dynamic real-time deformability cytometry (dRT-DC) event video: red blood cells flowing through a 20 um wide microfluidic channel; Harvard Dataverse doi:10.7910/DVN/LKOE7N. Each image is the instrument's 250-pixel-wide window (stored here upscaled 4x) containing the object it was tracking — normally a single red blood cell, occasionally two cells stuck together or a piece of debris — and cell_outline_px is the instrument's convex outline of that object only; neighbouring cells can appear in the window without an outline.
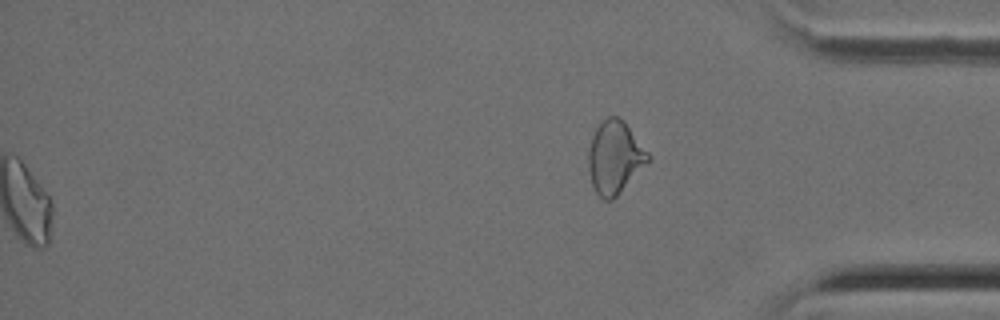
{"species": "Egyptian fruit bat (a non-hibernating species)", "species_latin": "Rousettus aegyptiacus", "temperature_condition": "cold", "stored_images_in_passage": 49, "segment_of_instrument_passage": [2, 2], "camera_frame_rate_fps": 3000, "um_per_image_px": 0.085, "animal": {"sex": "female"}, "frame": {"image": 1, "passage_image": 49, "time_ms": 16.0, "image_size_px": [1000, 320], "cell_outline_px": [[652, 160], [612, 200], [604, 200], [596, 192], [592, 184], [588, 168], [588, 152], [592, 136], [596, 128], [608, 116], [616, 116], [624, 120], [652, 156]], "centroid_in_image_um": [52.29, 13.37], "position_along_channel_um": 382.9, "area_um2": 25.43}}